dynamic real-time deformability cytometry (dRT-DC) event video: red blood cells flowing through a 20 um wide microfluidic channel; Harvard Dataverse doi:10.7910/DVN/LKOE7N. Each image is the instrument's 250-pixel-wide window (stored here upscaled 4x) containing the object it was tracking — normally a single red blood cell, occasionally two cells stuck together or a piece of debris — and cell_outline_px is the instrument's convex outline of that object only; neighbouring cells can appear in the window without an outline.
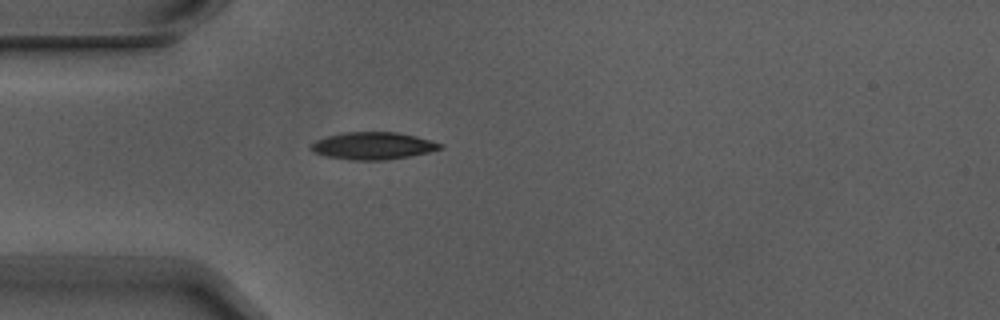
{"species": "Egyptian fruit bat (a non-hibernating species)", "species_latin": "Rousettus aegyptiacus", "temperature_condition": "warm", "stored_images_in_passage": 3, "camera_frame_rate_fps": 3000, "um_per_image_px": 0.085, "animal": {"sex": "male"}, "frame": {"image": 1, "passage_image": 3, "time_ms": 0.667, "image_size_px": [1000, 320], "cell_outline_px": [[444, 148], [428, 152], [408, 156], [384, 160], [352, 160], [324, 156], [312, 152], [308, 148], [316, 140], [328, 136], [344, 132], [396, 132], [416, 136], [432, 140], [444, 144]], "centroid_in_image_um": [31.7, 12.39], "position_along_channel_um": 53.3, "area_um2": 20.63}}